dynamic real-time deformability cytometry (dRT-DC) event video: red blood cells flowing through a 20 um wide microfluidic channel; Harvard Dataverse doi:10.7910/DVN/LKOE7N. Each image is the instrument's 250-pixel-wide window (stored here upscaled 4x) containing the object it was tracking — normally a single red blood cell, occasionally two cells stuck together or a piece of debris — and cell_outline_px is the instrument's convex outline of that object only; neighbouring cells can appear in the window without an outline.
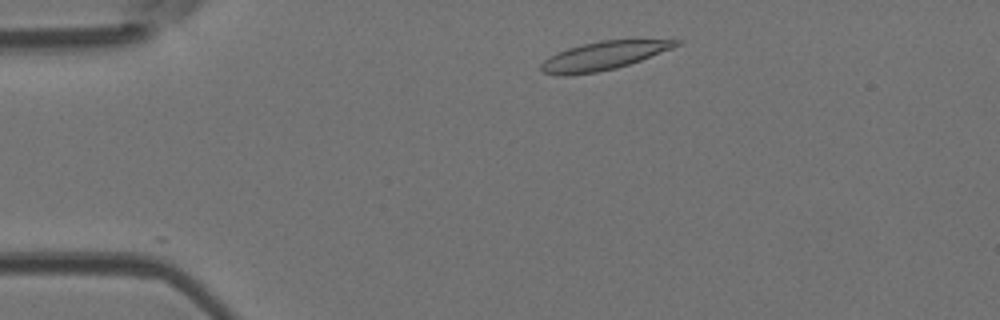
{"species": "Egyptian fruit bat (a non-hibernating species)", "species_latin": "Rousettus aegyptiacus", "temperature_condition": "room temperature", "stored_images_in_passage": 3, "camera_frame_rate_fps": 3000, "um_per_image_px": 0.085, "animal": {"sex": "female"}, "frame": {"image": 1, "passage_image": 2, "time_ms": 0.333, "image_size_px": [1000, 320], "cell_outline_px": [[684, 40], [680, 44], [672, 48], [640, 60], [616, 68], [596, 72], [564, 76], [560, 76], [544, 72], [540, 68], [540, 64], [544, 60], [556, 52], [568, 48], [600, 40]], "centroid_in_image_um": [51.25, 4.74], "position_along_channel_um": 33.7, "area_um2": 22.02}}